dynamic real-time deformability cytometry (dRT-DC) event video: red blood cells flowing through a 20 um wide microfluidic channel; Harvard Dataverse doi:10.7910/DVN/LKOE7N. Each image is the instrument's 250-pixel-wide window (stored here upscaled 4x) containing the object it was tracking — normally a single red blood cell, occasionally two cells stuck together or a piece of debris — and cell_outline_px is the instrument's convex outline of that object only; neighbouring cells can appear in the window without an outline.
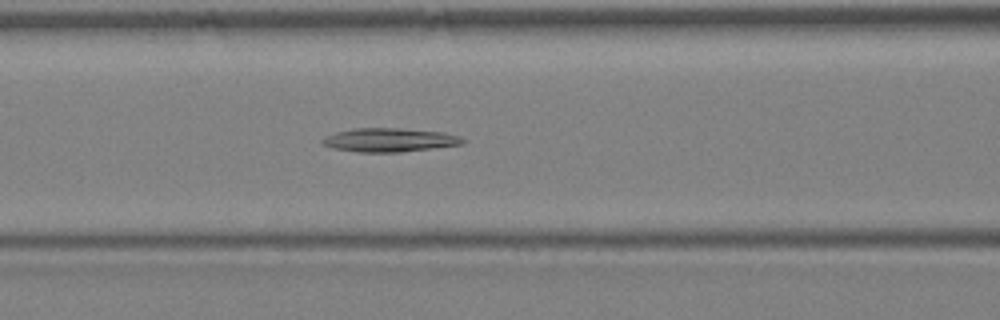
{"species": "Egyptian fruit bat (a non-hibernating species)", "species_latin": "Rousettus aegyptiacus", "temperature_condition": "warm", "stored_images_in_passage": 33, "camera_frame_rate_fps": 3000, "um_per_image_px": 0.085, "animal": {"sex": "female"}, "frame": {"image": 1, "passage_image": 14, "time_ms": 4.333, "image_size_px": [1000, 320], "cell_outline_px": [[464, 144], [400, 152], [356, 152], [332, 148], [324, 144], [320, 140], [324, 136], [336, 132], [352, 128], [400, 128], [440, 132], [460, 136], [464, 140]], "centroid_in_image_um": [33.06, 11.9], "position_along_channel_um": 133.5, "area_um2": 19.36}}
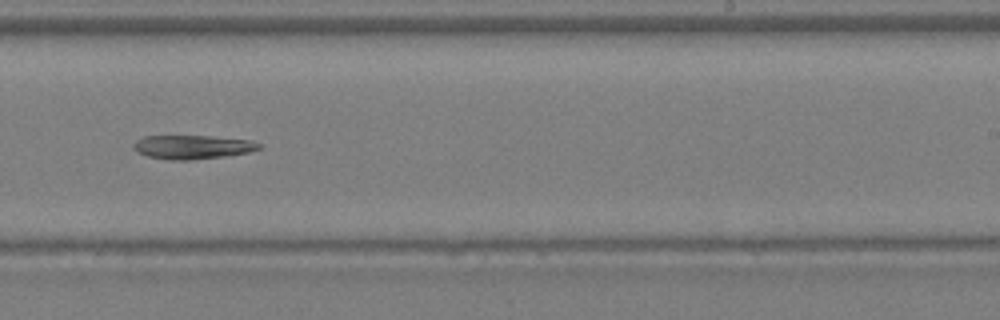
{"frame": {"image": 2, "passage_image": 21, "time_ms": 6.667, "image_size_px": [1000, 320], "cell_outline_px": [[260, 148], [248, 152], [224, 156], [192, 160], [168, 160], [148, 156], [136, 152], [132, 148], [132, 144], [136, 140], [144, 136], [212, 136], [252, 140], [260, 144]], "centroid_in_image_um": [16.31, 12.49], "position_along_channel_um": 272.7, "area_um2": 17.51}}
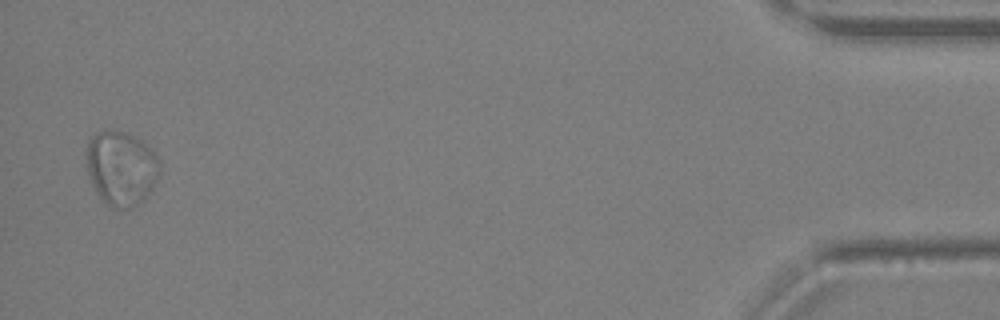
{"frame": {"image": 3, "passage_image": 33, "time_ms": 10.667, "image_size_px": [1000, 320], "cell_outline_px": [[160, 172], [156, 184], [152, 192], [132, 208], [112, 208], [96, 192], [88, 172], [88, 140], [96, 132], [112, 128], [124, 132], [140, 140], [152, 148], [156, 152], [160, 160]], "centroid_in_image_um": [10.36, 14.28], "position_along_channel_um": 424.8, "area_um2": 31.96}}